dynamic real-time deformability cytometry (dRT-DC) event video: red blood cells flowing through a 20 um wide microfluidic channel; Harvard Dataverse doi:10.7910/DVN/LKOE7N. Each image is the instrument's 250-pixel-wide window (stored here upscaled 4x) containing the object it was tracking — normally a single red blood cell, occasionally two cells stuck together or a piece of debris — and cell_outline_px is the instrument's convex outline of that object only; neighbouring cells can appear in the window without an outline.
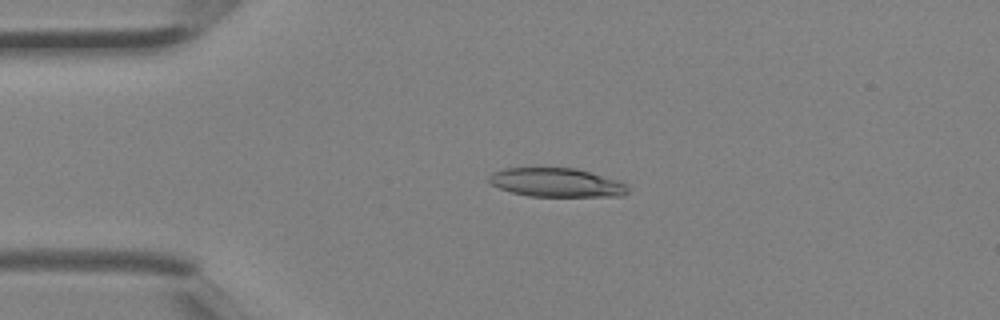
{"species": "Egyptian fruit bat (a non-hibernating species)", "species_latin": "Rousettus aegyptiacus", "temperature_condition": "room temperature", "stored_images_in_passage": 4, "camera_frame_rate_fps": 3000, "um_per_image_px": 0.085, "animal": {"sex": "female"}, "frame": {"image": 1, "passage_image": 3, "time_ms": 0.667, "image_size_px": [1000, 320], "cell_outline_px": [[628, 192], [624, 196], [528, 196], [512, 192], [500, 188], [492, 184], [488, 180], [488, 176], [492, 172], [504, 168], [576, 168], [616, 180], [624, 184], [628, 188]], "centroid_in_image_um": [47.27, 15.52], "position_along_channel_um": 37.7, "area_um2": 23.12}}